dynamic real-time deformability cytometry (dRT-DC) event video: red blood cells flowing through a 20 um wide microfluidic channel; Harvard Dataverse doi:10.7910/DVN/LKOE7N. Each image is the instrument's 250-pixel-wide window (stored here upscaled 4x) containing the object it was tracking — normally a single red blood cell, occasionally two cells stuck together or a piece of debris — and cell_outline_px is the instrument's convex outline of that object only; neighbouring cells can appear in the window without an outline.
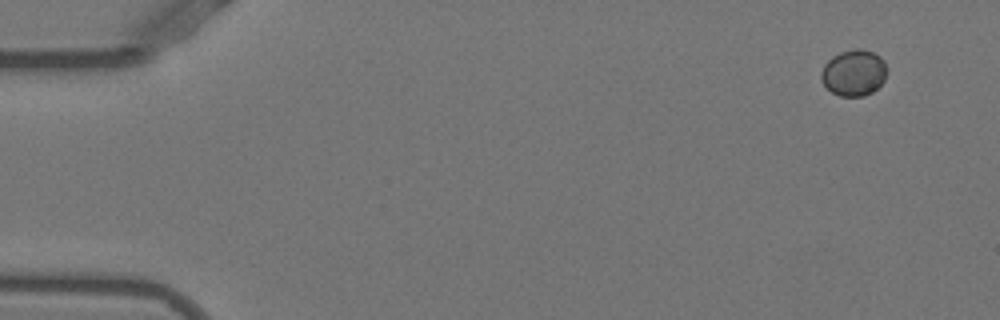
{"species": "Egyptian fruit bat (a non-hibernating species)", "species_latin": "Rousettus aegyptiacus", "temperature_condition": "warm", "stored_images_in_passage": 50, "camera_frame_rate_fps": 3000, "um_per_image_px": 0.085, "animal": {"sex": "female"}, "frame": {"image": 1, "passage_image": 1, "time_ms": 0.0, "image_size_px": [1000, 320], "cell_outline_px": [[888, 68], [884, 80], [872, 92], [864, 96], [840, 96], [832, 92], [820, 80], [820, 72], [824, 64], [832, 56], [840, 52], [856, 48], [860, 48], [872, 52], [880, 56]], "centroid_in_image_um": [72.56, 6.18], "position_along_channel_um": 12.4, "area_um2": 17.8}}
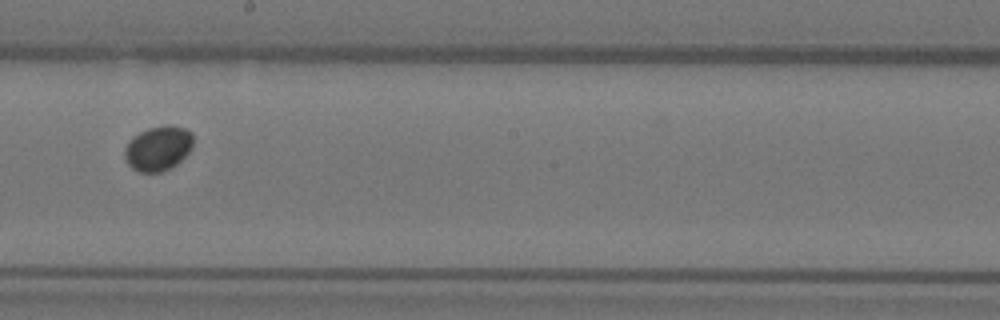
{"frame": {"image": 2, "passage_image": 28, "time_ms": 9.0, "image_size_px": [1000, 320], "cell_outline_px": [[192, 148], [176, 164], [160, 172], [140, 172], [132, 168], [128, 164], [124, 156], [124, 148], [128, 140], [132, 136], [148, 128], [184, 128], [192, 132]], "centroid_in_image_um": [13.39, 12.64], "position_along_channel_um": 234.8, "area_um2": 17.34}}
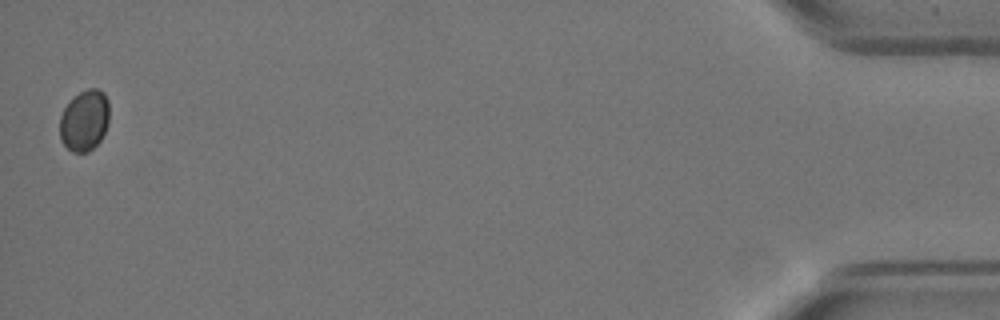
{"frame": {"image": 3, "passage_image": 50, "time_ms": 16.333, "image_size_px": [1000, 320], "cell_outline_px": [[108, 124], [100, 140], [88, 152], [72, 152], [60, 140], [60, 116], [68, 100], [80, 92], [88, 88], [100, 88], [104, 92], [108, 100]], "centroid_in_image_um": [7.17, 10.21], "position_along_channel_um": 428.0, "area_um2": 17.74}}